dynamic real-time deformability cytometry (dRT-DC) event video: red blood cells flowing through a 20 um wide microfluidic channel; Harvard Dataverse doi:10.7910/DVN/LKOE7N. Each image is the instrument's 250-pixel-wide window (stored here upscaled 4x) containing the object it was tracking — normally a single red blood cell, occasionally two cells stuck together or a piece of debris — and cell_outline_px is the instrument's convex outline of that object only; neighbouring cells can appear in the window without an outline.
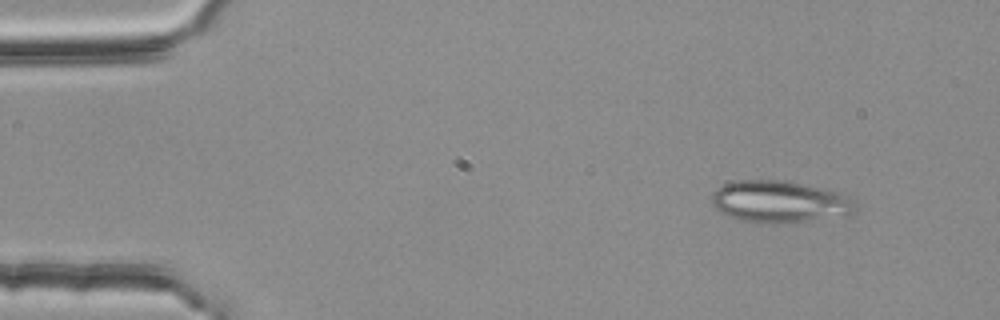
{"species": "common noctule bat (a hibernating species)", "species_latin": "Nyctalus noctula", "temperature_condition": "room temperature", "stored_images_in_passage": 3, "camera_frame_rate_fps": 3000, "um_per_image_px": 0.085, "animal": {"sex": "female", "body_mass_g": 25.1}, "frame": {"image": 1, "passage_image": 1, "time_ms": 0.0, "image_size_px": [1000, 320], "cell_outline_px": [[856, 212], [848, 216], [792, 224], [756, 224], [740, 220], [728, 216], [720, 212], [712, 204], [712, 196], [724, 184], [736, 180], [784, 180], [840, 192], [856, 200]], "centroid_in_image_um": [66.35, 17.19], "position_along_channel_um": 18.6, "area_um2": 36.01}}